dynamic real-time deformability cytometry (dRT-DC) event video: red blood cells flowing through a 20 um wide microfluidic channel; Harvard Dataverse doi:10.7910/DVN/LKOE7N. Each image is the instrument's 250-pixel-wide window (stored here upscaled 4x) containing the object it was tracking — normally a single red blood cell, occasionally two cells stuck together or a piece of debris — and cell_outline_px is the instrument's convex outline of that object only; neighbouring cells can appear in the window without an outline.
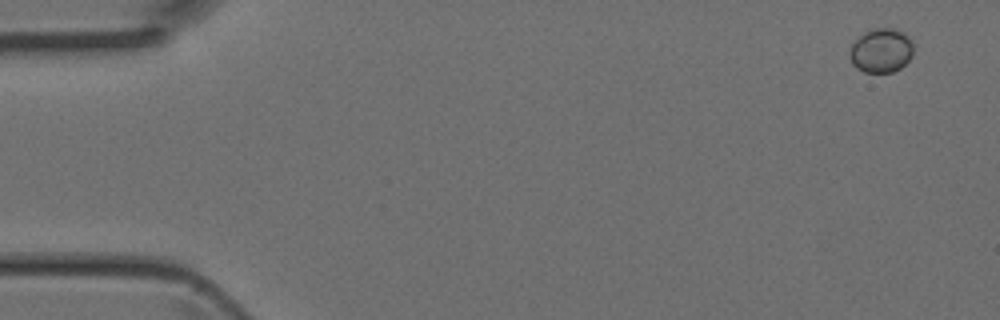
{"species": "Egyptian fruit bat (a non-hibernating species)", "species_latin": "Rousettus aegyptiacus", "temperature_condition": "room temperature", "stored_images_in_passage": 44, "camera_frame_rate_fps": 3000, "um_per_image_px": 0.085, "animal": {"sex": "female"}, "frame": {"image": 1, "passage_image": 1, "time_ms": 0.0, "image_size_px": [1000, 320], "cell_outline_px": [[912, 56], [900, 68], [892, 72], [864, 72], [856, 68], [852, 64], [848, 52], [852, 44], [864, 32], [872, 28], [892, 28], [904, 32], [908, 36], [912, 44]], "centroid_in_image_um": [74.87, 4.29], "position_along_channel_um": 10.1, "area_um2": 16.42}}
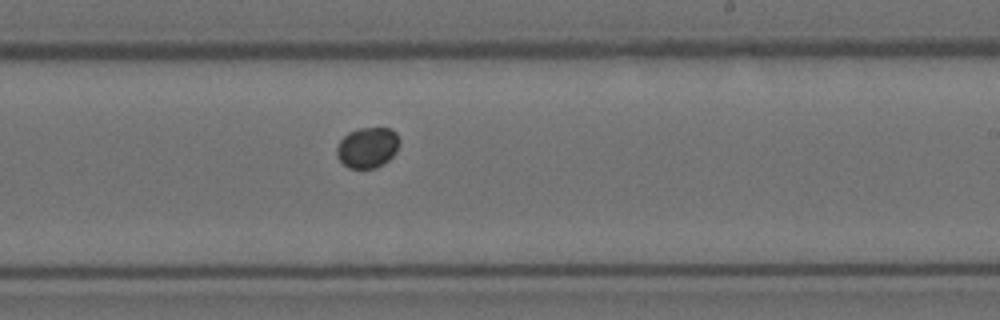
{"frame": {"image": 2, "passage_image": 26, "time_ms": 8.333, "image_size_px": [1000, 320], "cell_outline_px": [[400, 144], [396, 152], [388, 160], [376, 168], [348, 168], [336, 156], [336, 148], [340, 140], [348, 132], [360, 128], [392, 128], [396, 132], [400, 140]], "centroid_in_image_um": [31.25, 12.53], "position_along_channel_um": 257.8, "area_um2": 14.97}}
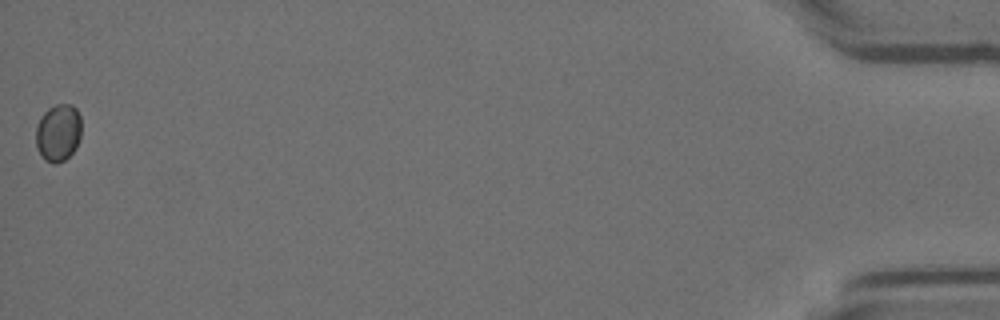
{"frame": {"image": 3, "passage_image": 44, "time_ms": 14.333, "image_size_px": [1000, 320], "cell_outline_px": [[80, 140], [76, 148], [64, 160], [56, 164], [52, 164], [44, 160], [40, 156], [36, 144], [36, 128], [40, 116], [48, 108], [56, 104], [72, 104], [76, 108], [80, 116]], "centroid_in_image_um": [4.94, 11.28], "position_along_channel_um": 430.3, "area_um2": 15.43}}